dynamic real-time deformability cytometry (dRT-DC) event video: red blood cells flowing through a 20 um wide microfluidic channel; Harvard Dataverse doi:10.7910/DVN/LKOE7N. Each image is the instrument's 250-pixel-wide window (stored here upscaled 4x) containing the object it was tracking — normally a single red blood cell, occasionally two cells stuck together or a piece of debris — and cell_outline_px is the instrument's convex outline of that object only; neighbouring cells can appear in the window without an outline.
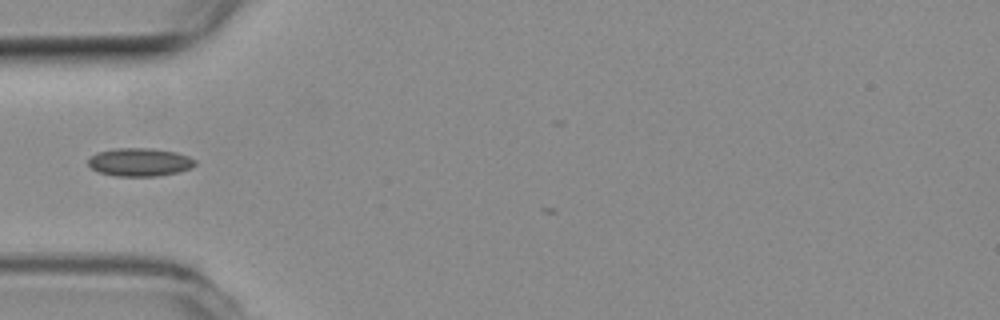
{"species": "common noctule bat (a hibernating species)", "species_latin": "Nyctalus noctula", "temperature_condition": "room temperature", "stored_images_in_passage": 20, "camera_frame_rate_fps": 3000, "um_per_image_px": 0.085, "animal": {"sex": "female", "body_mass_g": 19.3, "forearm_length_mm": 54.1}, "frame": {"image": 1, "passage_image": 1, "time_ms": 0.0, "image_size_px": [1000, 320], "cell_outline_px": [[196, 164], [192, 168], [176, 172], [156, 176], [116, 176], [100, 172], [92, 168], [88, 164], [88, 160], [96, 152], [116, 148], [148, 148], [176, 152], [188, 156], [196, 160]], "centroid_in_image_um": [11.88, 13.77], "position_along_channel_um": 73.1, "area_um2": 17.46}}
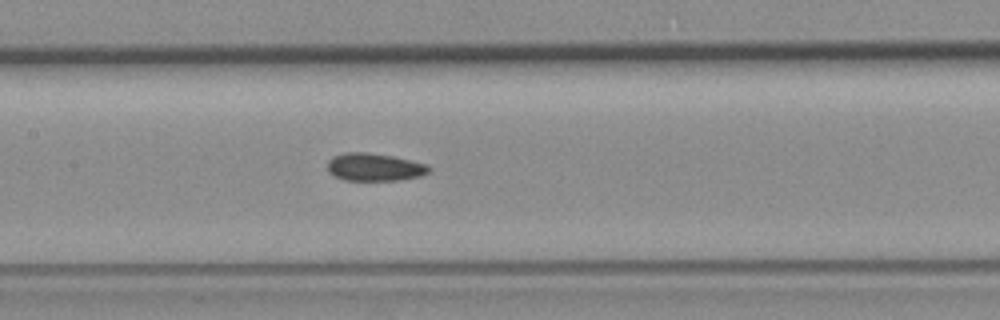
{"frame": {"image": 2, "passage_image": 9, "time_ms": 2.667, "image_size_px": [1000, 320], "cell_outline_px": [[432, 168], [428, 172], [420, 176], [396, 180], [344, 180], [328, 172], [328, 160], [332, 156], [344, 152], [368, 152], [392, 156], [428, 164]], "centroid_in_image_um": [31.82, 14.19], "position_along_channel_um": 175.6, "area_um2": 16.42}}
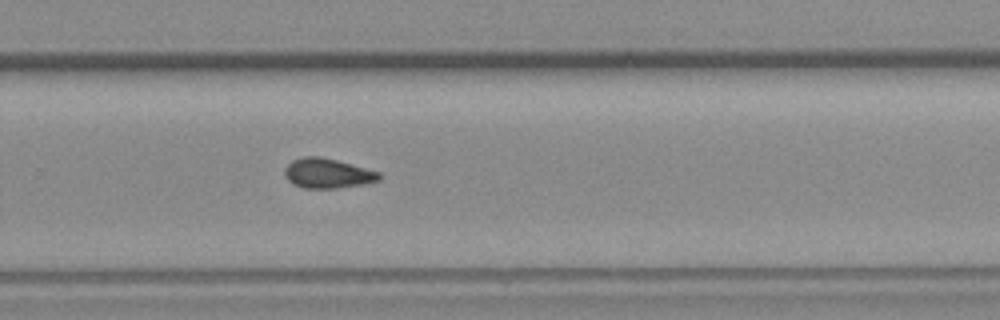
{"frame": {"image": 3, "passage_image": 19, "time_ms": 6.0, "image_size_px": [1000, 320], "cell_outline_px": [[380, 180], [364, 184], [336, 188], [304, 188], [292, 184], [284, 176], [284, 168], [292, 160], [304, 156], [320, 156], [336, 160], [380, 172]], "centroid_in_image_um": [27.81, 14.73], "position_along_channel_um": 302.0, "area_um2": 16.42}}